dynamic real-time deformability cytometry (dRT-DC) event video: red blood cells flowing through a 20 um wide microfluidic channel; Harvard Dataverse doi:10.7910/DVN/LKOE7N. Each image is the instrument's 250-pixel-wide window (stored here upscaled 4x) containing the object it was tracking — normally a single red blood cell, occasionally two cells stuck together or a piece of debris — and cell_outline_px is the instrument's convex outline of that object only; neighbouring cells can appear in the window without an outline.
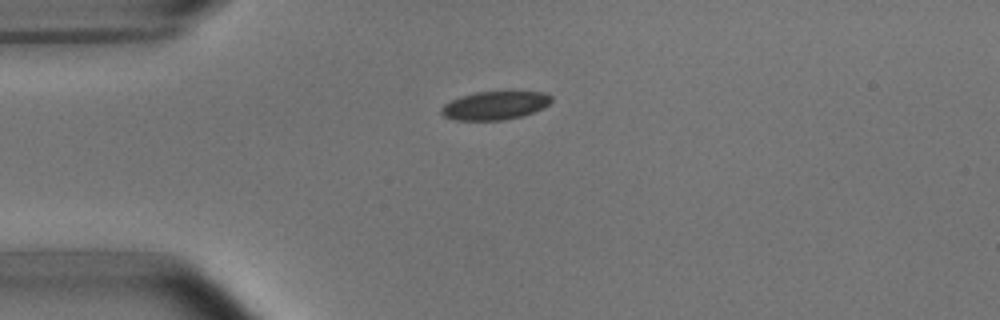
{"species": "common noctule bat (a hibernating species)", "species_latin": "Nyctalus noctula", "temperature_condition": "room temperature", "stored_images_in_passage": 2, "camera_frame_rate_fps": 3000, "um_per_image_px": 0.085, "animal": {"sex": "male", "body_mass_g": 15.6}, "frame": {"image": 1, "passage_image": 1, "time_ms": 0.0, "image_size_px": [1000, 320], "cell_outline_px": [[552, 100], [548, 104], [532, 112], [520, 116], [500, 120], [456, 120], [444, 116], [440, 112], [440, 108], [444, 104], [460, 96], [476, 92], [544, 92], [552, 96]], "centroid_in_image_um": [42.02, 8.96], "position_along_channel_um": 43.0, "area_um2": 17.92}}